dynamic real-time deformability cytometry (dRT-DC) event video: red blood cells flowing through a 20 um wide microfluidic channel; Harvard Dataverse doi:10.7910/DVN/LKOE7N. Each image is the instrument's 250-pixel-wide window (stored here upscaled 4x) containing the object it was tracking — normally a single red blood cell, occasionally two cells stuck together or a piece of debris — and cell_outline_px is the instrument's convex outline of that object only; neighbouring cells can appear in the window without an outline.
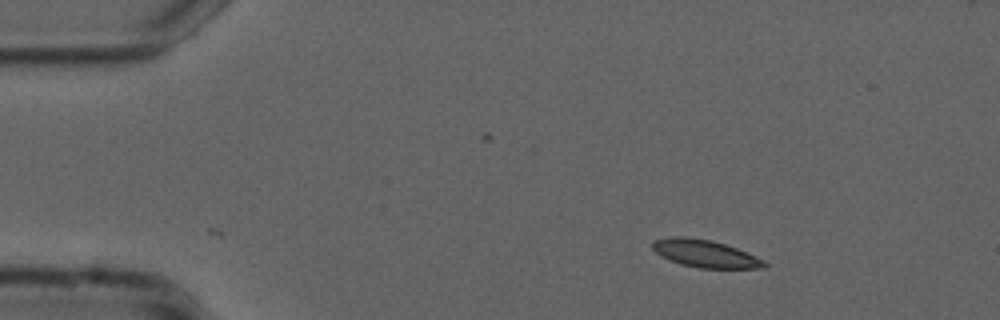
{"species": "common noctule bat (a hibernating species)", "species_latin": "Nyctalus noctula", "temperature_condition": "cold", "stored_images_in_passage": 47, "camera_frame_rate_fps": 3000, "um_per_image_px": 0.085, "animal": {"sex": "male", "forearm_length_mm": 52.5}, "frame": {"image": 1, "passage_image": 1, "time_ms": 0.0, "image_size_px": [1000, 320], "cell_outline_px": [[768, 268], [700, 268], [680, 264], [660, 256], [652, 248], [652, 244], [656, 240], [672, 236], [684, 236], [712, 240], [736, 248], [764, 260], [768, 264]], "centroid_in_image_um": [59.94, 21.56], "position_along_channel_um": 25.1, "area_um2": 17.86}}
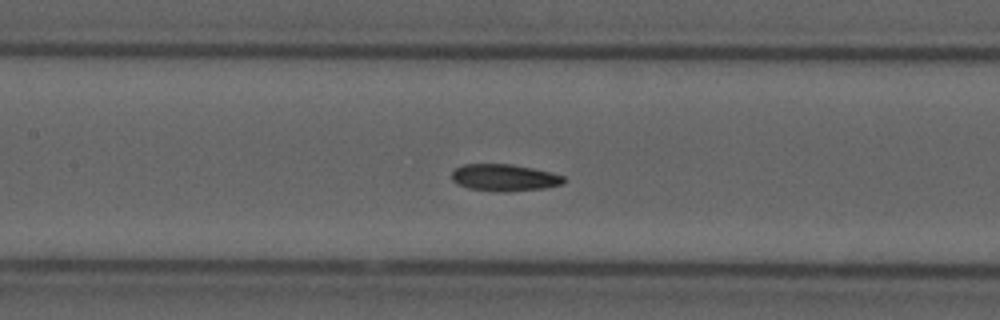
{"frame": {"image": 2, "passage_image": 18, "time_ms": 5.667, "image_size_px": [1000, 320], "cell_outline_px": [[568, 180], [564, 184], [544, 188], [508, 192], [496, 192], [468, 188], [456, 184], [452, 180], [452, 172], [456, 168], [464, 164], [512, 164], [532, 168], [564, 176]], "centroid_in_image_um": [42.88, 15.11], "position_along_channel_um": 164.5, "area_um2": 17.74}}
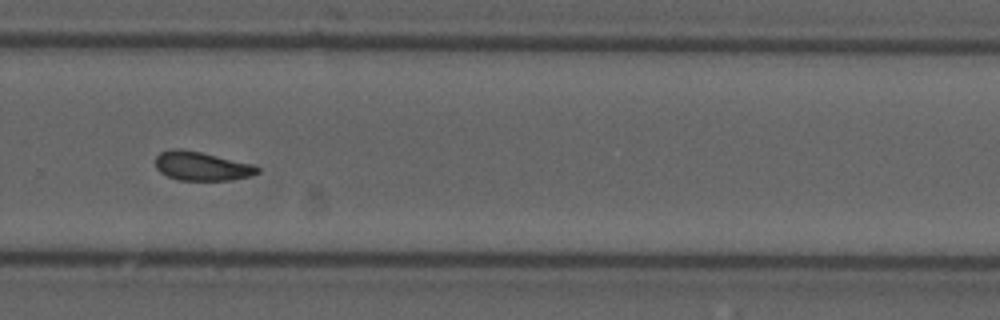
{"frame": {"image": 3, "passage_image": 30, "time_ms": 9.667, "image_size_px": [1000, 320], "cell_outline_px": [[260, 172], [252, 176], [232, 180], [180, 180], [168, 176], [160, 172], [156, 168], [156, 156], [160, 152], [172, 148], [180, 148], [200, 152], [252, 164], [260, 168]], "centroid_in_image_um": [17.14, 14.12], "position_along_channel_um": 312.7, "area_um2": 17.17}, "authors_computed_cell_mechanics": {"area_um2": 17.4556, "velocity_mm_per_s": 3.7141, "shape_relaxation_time_tau1_ms": 9.0033, "shape_relaxation_time_tau2_ms": 2.8149, "deformation_change_tau1": 0.1769, "deformation_change_tau2": 0.0808}}